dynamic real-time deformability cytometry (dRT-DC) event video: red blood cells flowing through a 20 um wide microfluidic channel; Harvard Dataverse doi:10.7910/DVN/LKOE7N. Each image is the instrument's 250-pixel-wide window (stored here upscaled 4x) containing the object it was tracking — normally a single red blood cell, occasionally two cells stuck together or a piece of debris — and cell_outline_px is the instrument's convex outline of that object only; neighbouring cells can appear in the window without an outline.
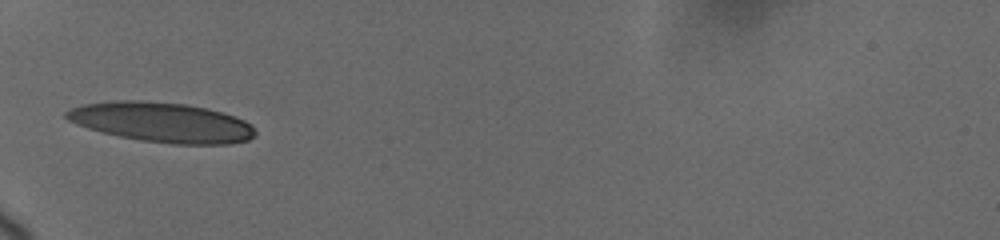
{"species": "human", "species_latin": "Homo sapiens", "temperature_condition": "cold", "stored_images_in_passage": 7, "camera_frame_rate_fps": 3000, "um_per_image_px": 0.085, "donor": {"sex": "female"}, "frame": {"image": 1, "passage_image": 1, "time_ms": 0.0, "image_size_px": [1000, 240], "cell_outline_px": [[256, 136], [248, 140], [232, 144], [172, 144], [140, 140], [100, 132], [76, 124], [68, 120], [64, 116], [64, 112], [72, 108], [84, 104], [112, 100], [136, 100], [184, 104], [208, 108], [236, 116], [252, 124], [256, 132]], "centroid_in_image_um": [13.78, 10.4], "position_along_channel_um": 71.2, "area_um2": 44.1}}
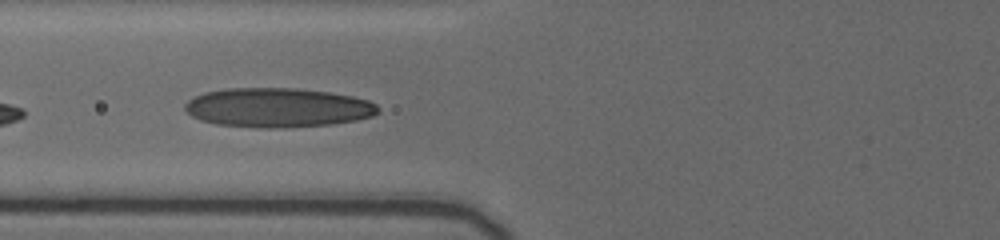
{"frame": {"image": 2, "passage_image": 4, "time_ms": 1.0, "image_size_px": [1000, 240], "cell_outline_px": [[380, 112], [372, 116], [356, 120], [332, 124], [272, 128], [264, 128], [216, 124], [200, 120], [192, 116], [184, 108], [184, 104], [188, 100], [204, 92], [228, 88], [296, 88], [328, 92], [352, 96], [368, 100], [376, 104], [380, 108]], "centroid_in_image_um": [23.61, 9.14], "position_along_channel_um": 102.2, "area_um2": 44.22}}
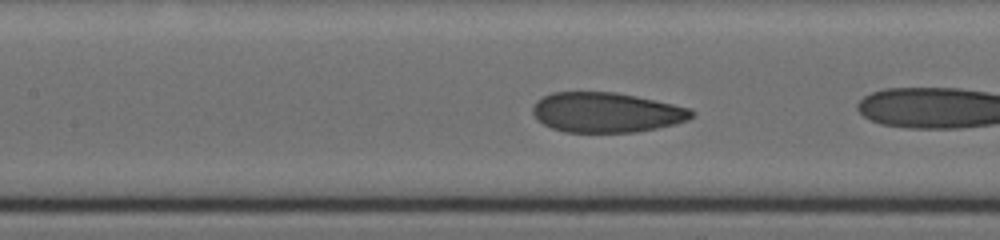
{"frame": {"image": 3, "passage_image": 6, "time_ms": 1.667, "image_size_px": [1000, 240], "cell_outline_px": [[696, 112], [688, 120], [676, 124], [636, 132], [564, 132], [552, 128], [536, 120], [532, 112], [532, 108], [536, 100], [552, 92], [616, 92], [636, 96], [692, 108]], "centroid_in_image_um": [51.54, 9.55], "position_along_channel_um": 155.9, "area_um2": 37.22}}